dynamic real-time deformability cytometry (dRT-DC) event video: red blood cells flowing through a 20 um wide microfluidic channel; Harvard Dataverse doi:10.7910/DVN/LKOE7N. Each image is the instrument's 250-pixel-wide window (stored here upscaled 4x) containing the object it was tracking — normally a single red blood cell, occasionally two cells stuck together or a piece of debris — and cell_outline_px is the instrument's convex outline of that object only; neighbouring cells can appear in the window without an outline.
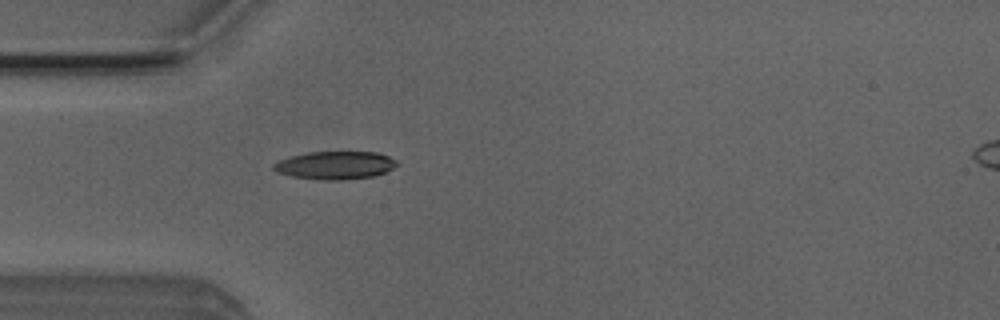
{"species": "Egyptian fruit bat (a non-hibernating species)", "species_latin": "Rousettus aegyptiacus", "temperature_condition": "room temperature", "stored_images_in_passage": 1, "camera_frame_rate_fps": 3000, "um_per_image_px": 0.085, "animal": {"sex": "male"}, "frame": {"image": 1, "passage_image": 1, "time_ms": 0.0, "image_size_px": [1000, 320], "cell_outline_px": [[400, 164], [384, 172], [372, 176], [344, 180], [324, 180], [292, 176], [276, 172], [272, 168], [272, 164], [280, 160], [292, 156], [308, 152], [380, 152], [396, 160]], "centroid_in_image_um": [28.5, 14.04], "position_along_channel_um": 56.5, "area_um2": 20.06}}